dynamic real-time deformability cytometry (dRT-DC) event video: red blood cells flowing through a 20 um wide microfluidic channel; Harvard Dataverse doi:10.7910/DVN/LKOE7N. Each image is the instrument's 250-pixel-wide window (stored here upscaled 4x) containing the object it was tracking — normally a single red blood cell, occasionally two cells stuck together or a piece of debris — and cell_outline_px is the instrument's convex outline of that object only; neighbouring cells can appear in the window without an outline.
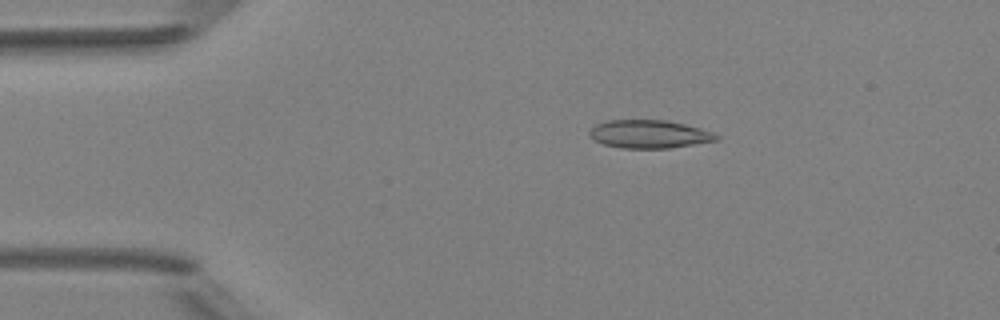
{"species": "Egyptian fruit bat (a non-hibernating species)", "species_latin": "Rousettus aegyptiacus", "temperature_condition": "room temperature", "stored_images_in_passage": 4, "camera_frame_rate_fps": 3000, "um_per_image_px": 0.085, "animal": {"sex": "female"}, "frame": {"image": 1, "passage_image": 3, "time_ms": 2.333, "image_size_px": [1000, 320], "cell_outline_px": [[720, 140], [668, 148], [624, 148], [604, 144], [588, 136], [588, 132], [596, 124], [608, 120], [668, 120], [700, 128], [712, 132], [720, 136]], "centroid_in_image_um": [55.2, 11.39], "position_along_channel_um": 29.8, "area_um2": 20.75}}